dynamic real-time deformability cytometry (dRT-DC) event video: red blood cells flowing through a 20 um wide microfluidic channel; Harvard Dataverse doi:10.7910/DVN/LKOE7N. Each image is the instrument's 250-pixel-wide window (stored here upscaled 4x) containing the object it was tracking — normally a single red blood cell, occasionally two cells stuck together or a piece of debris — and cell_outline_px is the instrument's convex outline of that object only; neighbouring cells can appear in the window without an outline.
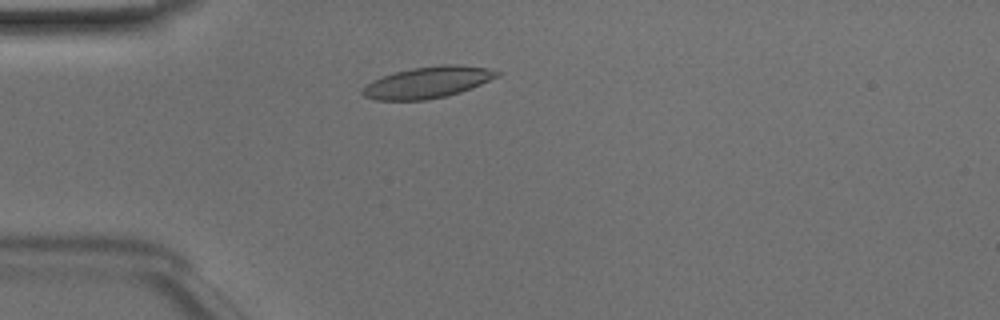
{"species": "Egyptian fruit bat (a non-hibernating species)", "species_latin": "Rousettus aegyptiacus", "temperature_condition": "room temperature", "stored_images_in_passage": 39, "camera_frame_rate_fps": 3000, "um_per_image_px": 0.085, "animal": {"sex": "male"}, "frame": {"image": 1, "passage_image": 3, "time_ms": 0.667, "image_size_px": [1000, 320], "cell_outline_px": [[504, 72], [500, 76], [472, 88], [460, 92], [428, 100], [376, 100], [364, 96], [360, 92], [360, 88], [372, 80], [396, 72], [412, 68], [444, 64], [460, 64], [488, 68]], "centroid_in_image_um": [36.38, 6.99], "position_along_channel_um": 48.6, "area_um2": 24.85}}
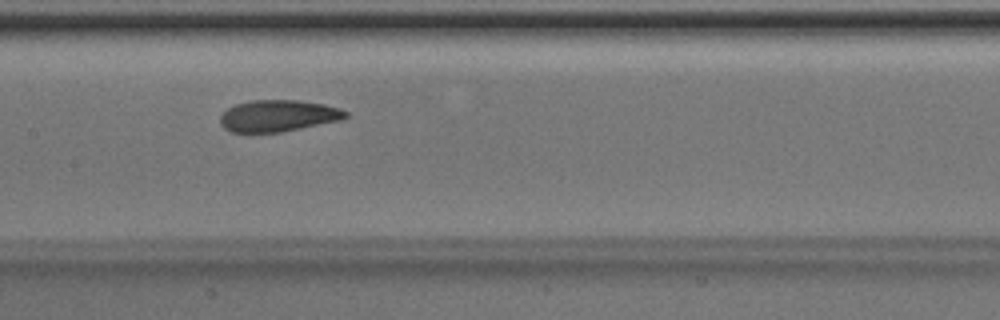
{"frame": {"image": 2, "passage_image": 14, "time_ms": 4.333, "image_size_px": [1000, 320], "cell_outline_px": [[348, 116], [340, 120], [280, 132], [232, 132], [224, 128], [220, 124], [220, 116], [228, 108], [236, 104], [252, 100], [296, 100], [324, 104], [340, 108], [348, 112]], "centroid_in_image_um": [23.64, 9.84], "position_along_channel_um": 183.8, "area_um2": 22.95}}
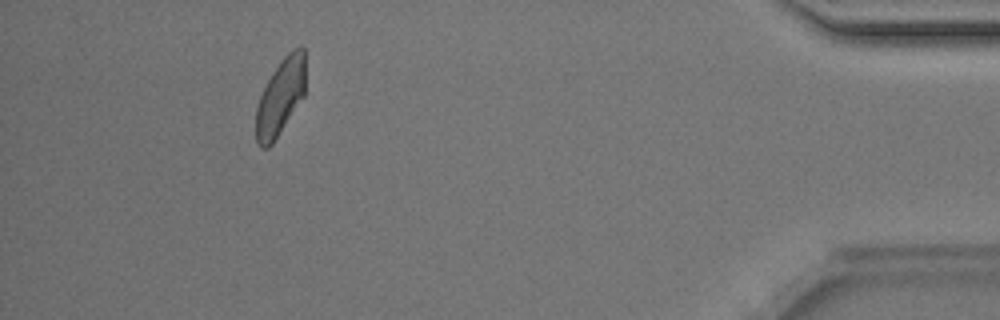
{"frame": {"image": 3, "passage_image": 35, "time_ms": 11.333, "image_size_px": [1000, 320], "cell_outline_px": [[304, 96], [272, 144], [268, 148], [260, 148], [256, 144], [256, 108], [260, 96], [272, 72], [284, 56], [292, 48], [300, 44], [304, 48]], "centroid_in_image_um": [23.83, 8.24], "position_along_channel_um": 411.4, "area_um2": 21.96}, "authors_computed_cell_mechanics": {"area_um2": 23.4668, "velocity_mm_per_s": 4.085, "shape_relaxation_time_tau1_ms": 3.5049, "shape_relaxation_time_tau2_ms": 2.1446, "deformation_change_tau1": 0.1258, "deformation_change_tau2": 0.0814}}